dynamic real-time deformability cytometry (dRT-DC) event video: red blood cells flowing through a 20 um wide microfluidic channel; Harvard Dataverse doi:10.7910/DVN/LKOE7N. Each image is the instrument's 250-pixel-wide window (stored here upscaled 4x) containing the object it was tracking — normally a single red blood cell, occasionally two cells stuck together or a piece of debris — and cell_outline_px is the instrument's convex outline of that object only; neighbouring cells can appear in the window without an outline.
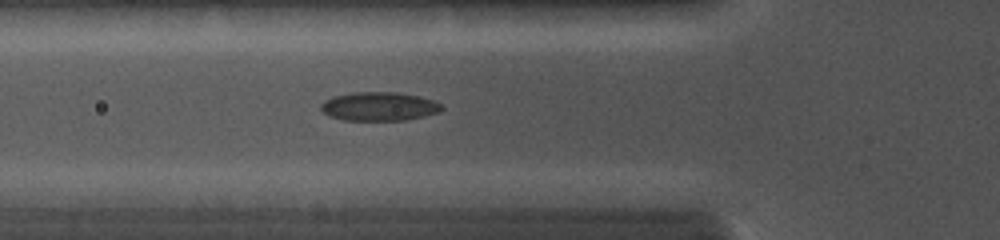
{"species": "common noctule bat (a hibernating species)", "species_latin": "Nyctalus noctula", "temperature_condition": "cold", "stored_images_in_passage": 7, "camera_frame_rate_fps": 5000, "um_per_image_px": 0.085, "animal": {"sex": "female", "body_mass_g": 19.0, "forearm_length_mm": 56.7}, "frame": {"image": 1, "passage_image": 7, "time_ms": 4.6, "image_size_px": [1000, 240], "cell_outline_px": [[444, 108], [440, 112], [424, 116], [404, 120], [344, 120], [328, 116], [320, 108], [320, 104], [324, 100], [332, 96], [356, 92], [396, 92], [420, 96], [444, 104]], "centroid_in_image_um": [32.24, 9.04], "position_along_channel_um": 93.6, "area_um2": 20.4}}